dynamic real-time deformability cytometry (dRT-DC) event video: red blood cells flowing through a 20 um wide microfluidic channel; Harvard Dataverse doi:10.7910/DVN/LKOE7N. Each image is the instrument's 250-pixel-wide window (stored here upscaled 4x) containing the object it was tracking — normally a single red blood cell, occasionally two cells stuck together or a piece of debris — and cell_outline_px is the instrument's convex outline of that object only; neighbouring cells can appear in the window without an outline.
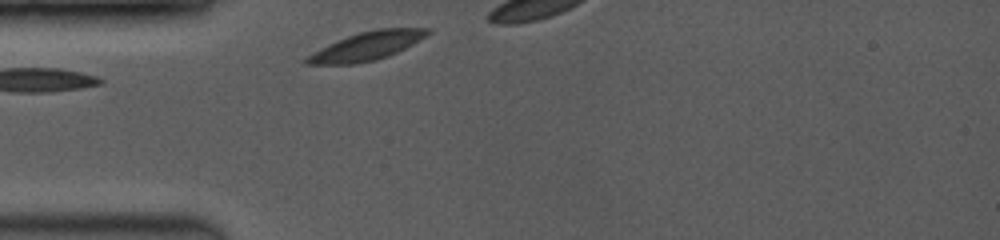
{"species": "common noctule bat (a hibernating species)", "species_latin": "Nyctalus noctula", "temperature_condition": "room temperature", "stored_images_in_passage": 5, "camera_frame_rate_fps": 3500, "um_per_image_px": 0.085, "animal": {"sex": "female", "body_mass_g": 19.0, "forearm_length_mm": 53.3}, "frame": {"image": 1, "passage_image": 1, "time_ms": 0.0, "image_size_px": [1000, 240], "cell_outline_px": [[432, 32], [428, 36], [388, 56], [376, 60], [352, 64], [304, 64], [300, 60], [320, 48], [348, 36], [360, 32], [376, 28], [432, 28]], "centroid_in_image_um": [31.18, 3.91], "position_along_channel_um": 53.8, "area_um2": 20.0}}